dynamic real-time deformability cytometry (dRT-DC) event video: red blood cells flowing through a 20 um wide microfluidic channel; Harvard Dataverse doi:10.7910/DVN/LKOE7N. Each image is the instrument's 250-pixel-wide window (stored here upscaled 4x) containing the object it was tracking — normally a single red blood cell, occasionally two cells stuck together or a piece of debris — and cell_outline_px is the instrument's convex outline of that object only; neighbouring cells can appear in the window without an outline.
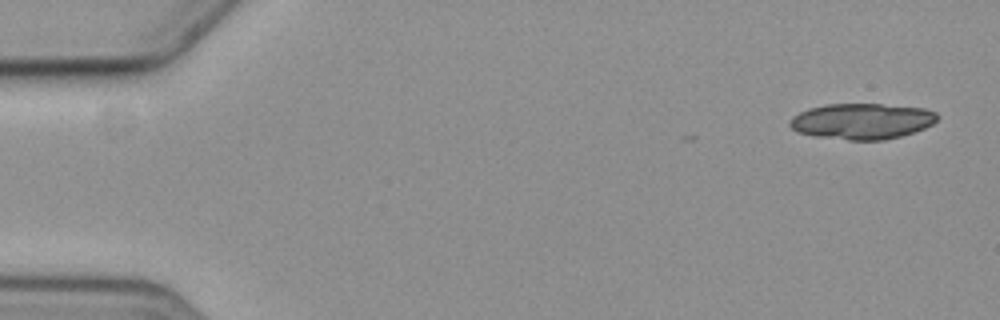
{"species": "common noctule bat (a hibernating species)", "species_latin": "Nyctalus noctula", "temperature_condition": "cold", "stored_images_in_passage": 7, "camera_frame_rate_fps": 3000, "um_per_image_px": 0.085, "animal": {"sex": "female", "body_mass_g": 19.3, "forearm_length_mm": 54.1}, "frame": {"image": 1, "passage_image": 1, "time_ms": 0.0, "image_size_px": [1000, 320], "cell_outline_px": [[940, 116], [932, 124], [924, 128], [900, 136], [884, 140], [848, 140], [816, 136], [796, 132], [788, 124], [788, 120], [792, 116], [808, 108], [824, 104], [880, 104], [924, 108], [936, 112]], "centroid_in_image_um": [73.23, 10.3], "position_along_channel_um": 11.8, "area_um2": 30.92}}
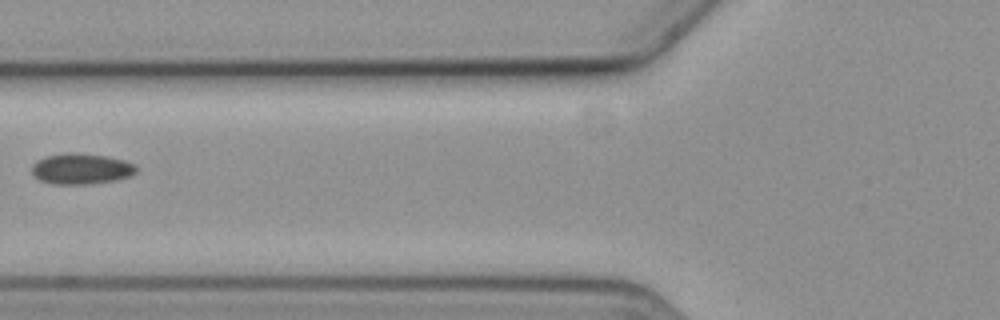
{"frame": {"image": 2, "passage_image": 7, "time_ms": 7.0, "image_size_px": [1000, 320], "cell_outline_px": [[136, 172], [128, 176], [116, 180], [88, 184], [52, 184], [40, 180], [32, 172], [32, 164], [36, 160], [44, 156], [64, 152], [76, 152], [104, 156], [124, 160], [136, 164]], "centroid_in_image_um": [6.87, 14.33], "position_along_channel_um": 118.9, "area_um2": 18.84}}